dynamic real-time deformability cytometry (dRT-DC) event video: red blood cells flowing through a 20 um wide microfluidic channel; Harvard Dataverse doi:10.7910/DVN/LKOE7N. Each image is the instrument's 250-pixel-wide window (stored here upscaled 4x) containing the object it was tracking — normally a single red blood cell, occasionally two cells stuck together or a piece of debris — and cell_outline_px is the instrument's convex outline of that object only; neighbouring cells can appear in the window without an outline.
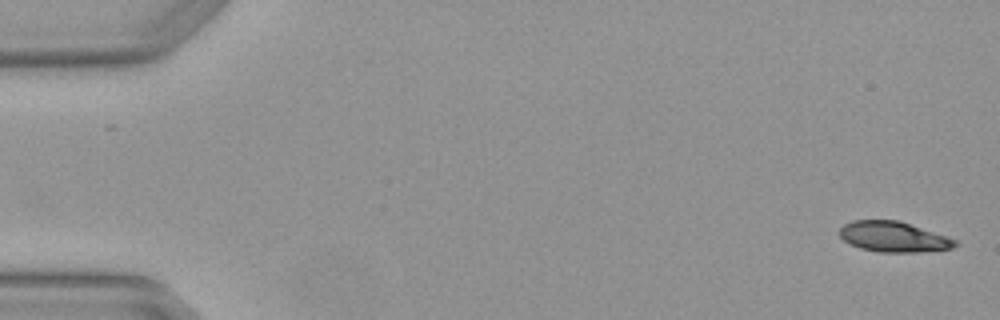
{"species": "Egyptian fruit bat (a non-hibernating species)", "species_latin": "Rousettus aegyptiacus", "temperature_condition": "warm", "stored_images_in_passage": 4, "camera_frame_rate_fps": 3000, "um_per_image_px": 0.085, "animal": {"sex": "female"}, "frame": {"image": 1, "passage_image": 1, "time_ms": 0.0, "image_size_px": [1000, 320], "cell_outline_px": [[956, 244], [952, 248], [920, 252], [880, 252], [860, 248], [844, 240], [840, 236], [840, 228], [844, 224], [852, 220], [896, 220], [948, 236], [956, 240]], "centroid_in_image_um": [75.94, 20.13], "position_along_channel_um": 9.1, "area_um2": 20.23}}
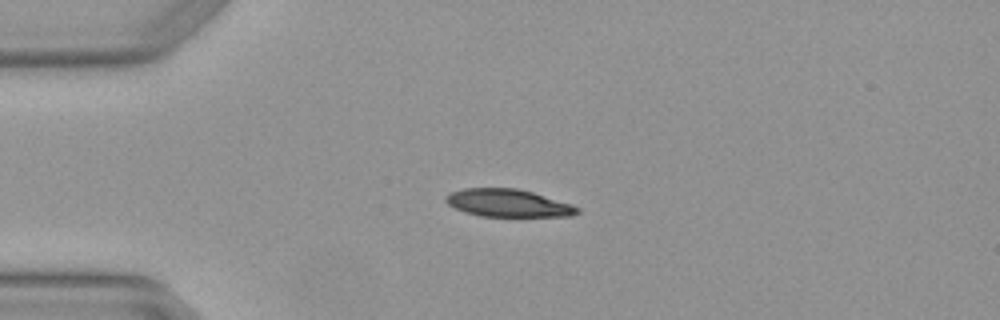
{"frame": {"image": 2, "passage_image": 4, "time_ms": 1.0, "image_size_px": [1000, 320], "cell_outline_px": [[580, 212], [572, 216], [480, 216], [464, 212], [448, 204], [444, 200], [444, 196], [452, 192], [464, 188], [516, 188], [532, 192], [572, 204], [580, 208]], "centroid_in_image_um": [43.19, 17.26], "position_along_channel_um": 41.8, "area_um2": 21.15}}